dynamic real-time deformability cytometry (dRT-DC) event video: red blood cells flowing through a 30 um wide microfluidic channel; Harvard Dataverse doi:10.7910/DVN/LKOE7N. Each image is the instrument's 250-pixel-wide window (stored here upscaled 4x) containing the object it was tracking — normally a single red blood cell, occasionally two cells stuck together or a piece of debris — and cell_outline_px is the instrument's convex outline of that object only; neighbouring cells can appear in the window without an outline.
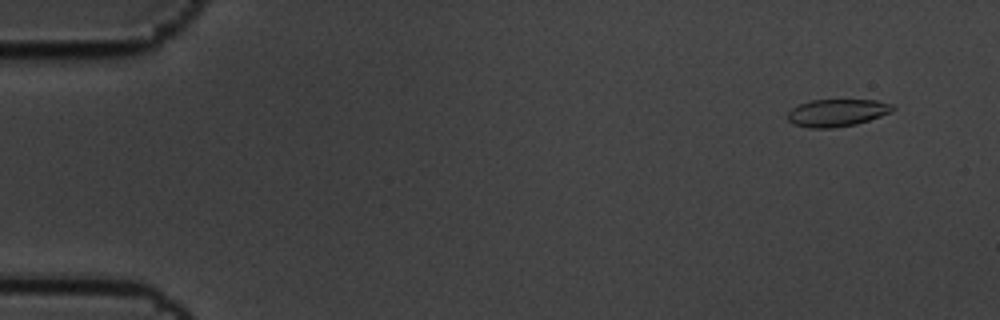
{"species": "common noctule bat (a hibernating species)", "species_latin": "Nyctalus noctula", "temperature_condition": "cold", "stored_images_in_passage": 6, "camera_frame_rate_fps": 3000, "um_per_image_px": 0.085, "animal": {"sex": "male", "body_mass_g": 19.5, "forearm_length_mm": 54.6}, "frame": {"image": 1, "passage_image": 1, "time_ms": 0.0, "image_size_px": [1000, 320], "cell_outline_px": [[896, 108], [892, 112], [856, 124], [832, 128], [808, 128], [792, 124], [788, 120], [788, 112], [792, 108], [800, 104], [812, 100], [876, 100], [892, 104]], "centroid_in_image_um": [71.14, 9.59], "position_along_channel_um": 13.9, "area_um2": 16.76}}
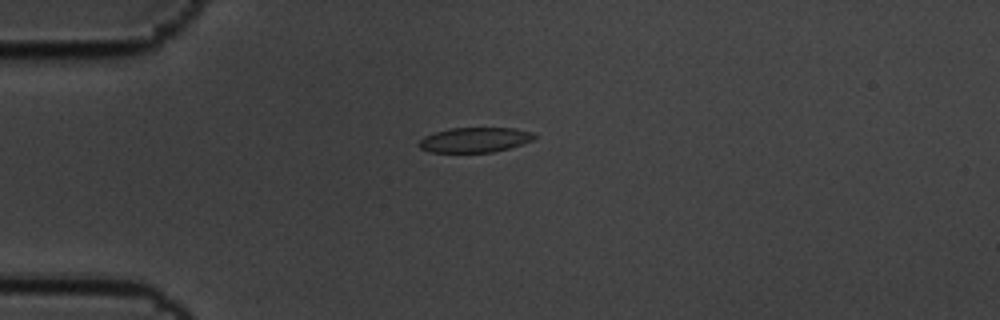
{"frame": {"image": 2, "passage_image": 4, "time_ms": 1.0, "image_size_px": [1000, 320], "cell_outline_px": [[536, 136], [532, 140], [508, 148], [492, 152], [432, 152], [420, 148], [416, 144], [424, 136], [448, 128], [516, 128], [532, 132]], "centroid_in_image_um": [40.32, 11.88], "position_along_channel_um": 44.7, "area_um2": 16.65}}
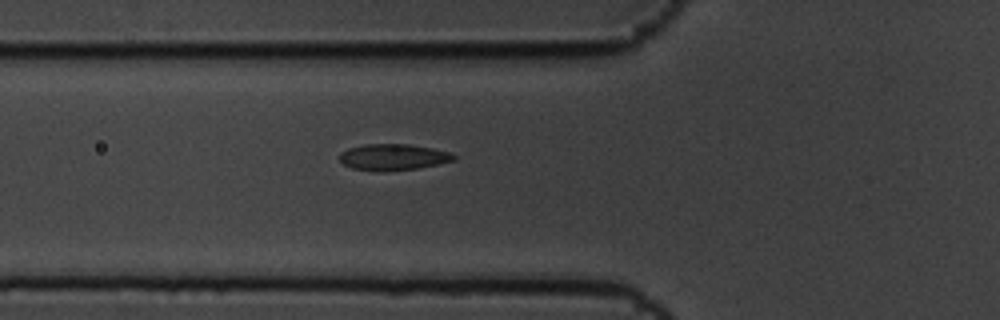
{"frame": {"image": 3, "passage_image": 6, "time_ms": 1.667, "image_size_px": [1000, 320], "cell_outline_px": [[456, 160], [420, 168], [384, 172], [380, 172], [352, 168], [344, 164], [340, 160], [340, 152], [348, 148], [364, 144], [408, 144], [432, 148], [448, 152], [456, 156]], "centroid_in_image_um": [33.41, 13.36], "position_along_channel_um": 92.4, "area_um2": 17.63}}